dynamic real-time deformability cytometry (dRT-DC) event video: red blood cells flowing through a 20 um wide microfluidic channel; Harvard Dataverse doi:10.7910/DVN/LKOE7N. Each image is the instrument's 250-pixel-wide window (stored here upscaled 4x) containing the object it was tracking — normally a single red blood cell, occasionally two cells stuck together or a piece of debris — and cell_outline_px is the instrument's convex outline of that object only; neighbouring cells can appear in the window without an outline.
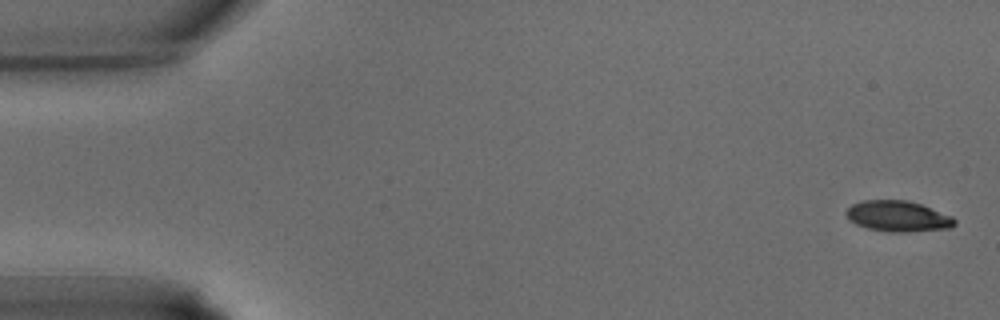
{"species": "common noctule bat (a hibernating species)", "species_latin": "Nyctalus noctula", "temperature_condition": "warm", "stored_images_in_passage": 38, "segment_of_instrument_passage": [1, 2], "camera_frame_rate_fps": 3000, "um_per_image_px": 0.085, "animal": {"sex": "male", "body_mass_g": 15.6}, "frame": {"image": 1, "passage_image": 1, "time_ms": 0.0, "image_size_px": [1000, 320], "cell_outline_px": [[956, 224], [952, 228], [908, 232], [888, 232], [868, 228], [856, 224], [848, 220], [844, 212], [852, 204], [860, 200], [908, 200], [920, 204], [952, 216], [956, 220]], "centroid_in_image_um": [76.31, 18.38], "position_along_channel_um": 8.7, "area_um2": 19.65}}
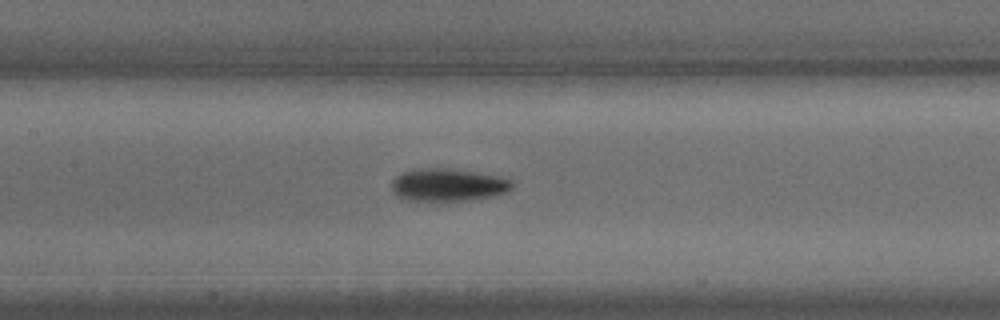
{"frame": {"image": 2, "passage_image": 17, "time_ms": 5.333, "image_size_px": [1000, 320], "cell_outline_px": [[512, 188], [504, 192], [492, 196], [472, 200], [408, 200], [396, 196], [392, 188], [392, 180], [400, 172], [416, 168], [448, 168], [500, 176], [512, 180]], "centroid_in_image_um": [38.05, 15.7], "position_along_channel_um": 169.4, "area_um2": 22.89}}
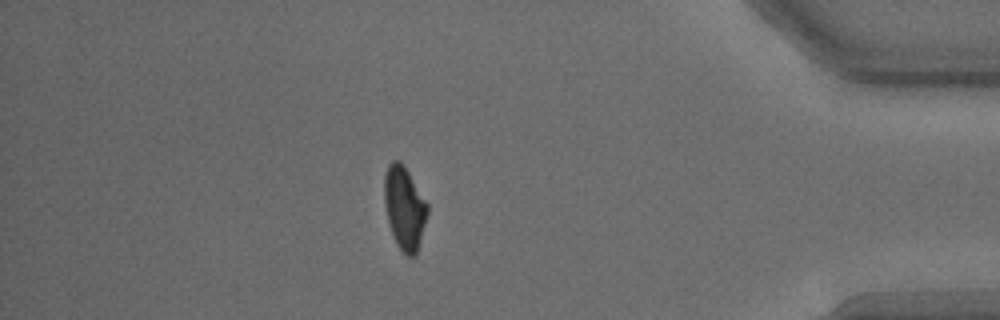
{"frame": {"image": 3, "passage_image": 32, "time_ms": 10.333, "image_size_px": [1000, 320], "cell_outline_px": [[428, 212], [416, 256], [408, 256], [396, 244], [388, 220], [384, 204], [384, 176], [388, 164], [392, 160], [400, 160], [404, 164], [428, 204]], "centroid_in_image_um": [34.37, 17.63], "position_along_channel_um": 400.8, "area_um2": 20.87}}